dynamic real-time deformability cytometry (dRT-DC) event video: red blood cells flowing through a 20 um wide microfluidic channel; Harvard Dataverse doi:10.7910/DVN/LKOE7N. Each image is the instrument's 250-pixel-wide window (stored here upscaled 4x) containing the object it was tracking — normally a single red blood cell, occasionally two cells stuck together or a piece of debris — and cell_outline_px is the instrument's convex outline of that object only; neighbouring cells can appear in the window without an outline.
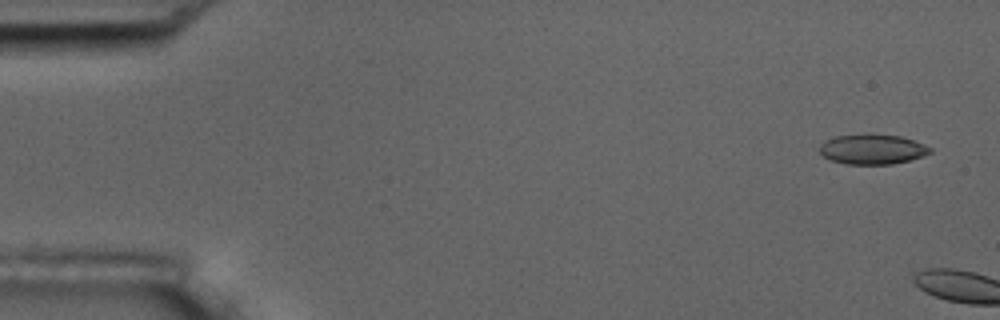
{"species": "common noctule bat (a hibernating species)", "species_latin": "Nyctalus noctula", "temperature_condition": "room temperature", "stored_images_in_passage": 2, "camera_frame_rate_fps": 3000, "um_per_image_px": 0.085, "animal": {"sex": "male", "body_mass_g": 17.5, "forearm_length_mm": 52.3}, "frame": {"image": 1, "passage_image": 1, "time_ms": 0.0, "image_size_px": [1000, 320], "cell_outline_px": [[932, 152], [924, 156], [892, 164], [848, 164], [832, 160], [824, 156], [820, 152], [820, 144], [836, 136], [868, 132], [872, 132], [900, 136], [924, 144], [932, 148]], "centroid_in_image_um": [74.18, 12.66], "position_along_channel_um": 10.8, "area_um2": 19.54}}